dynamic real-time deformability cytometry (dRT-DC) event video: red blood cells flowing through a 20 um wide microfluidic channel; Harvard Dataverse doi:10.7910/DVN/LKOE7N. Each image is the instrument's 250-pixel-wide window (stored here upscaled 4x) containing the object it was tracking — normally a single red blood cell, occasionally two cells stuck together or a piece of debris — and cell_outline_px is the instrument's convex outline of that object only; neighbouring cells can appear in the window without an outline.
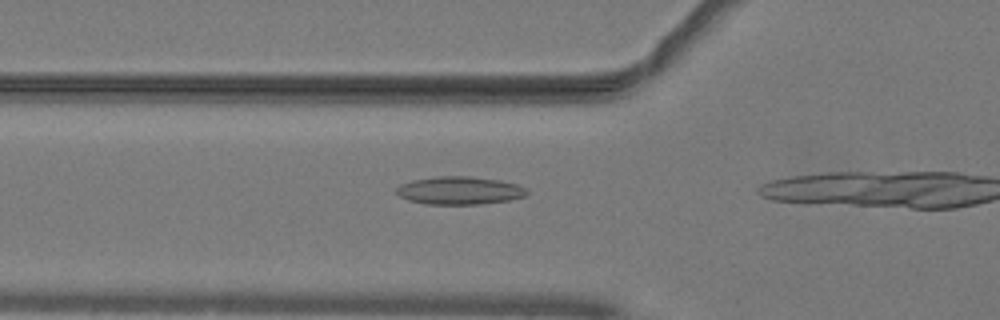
{"species": "common noctule bat (a hibernating species)", "species_latin": "Nyctalus noctula", "temperature_condition": "warm", "stored_images_in_passage": 3, "camera_frame_rate_fps": 3000, "um_per_image_px": 0.085, "animal": {"sex": "male", "body_mass_g": 19.2, "forearm_length_mm": 51.8}, "frame": {"image": 1, "passage_image": 2, "time_ms": 0.333, "image_size_px": [1000, 320], "cell_outline_px": [[528, 192], [524, 196], [508, 200], [480, 204], [424, 204], [408, 200], [400, 196], [396, 192], [396, 188], [400, 184], [412, 180], [436, 176], [468, 176], [500, 180], [516, 184], [528, 188]], "centroid_in_image_um": [39.04, 16.19], "position_along_channel_um": 86.8, "area_um2": 21.27}}